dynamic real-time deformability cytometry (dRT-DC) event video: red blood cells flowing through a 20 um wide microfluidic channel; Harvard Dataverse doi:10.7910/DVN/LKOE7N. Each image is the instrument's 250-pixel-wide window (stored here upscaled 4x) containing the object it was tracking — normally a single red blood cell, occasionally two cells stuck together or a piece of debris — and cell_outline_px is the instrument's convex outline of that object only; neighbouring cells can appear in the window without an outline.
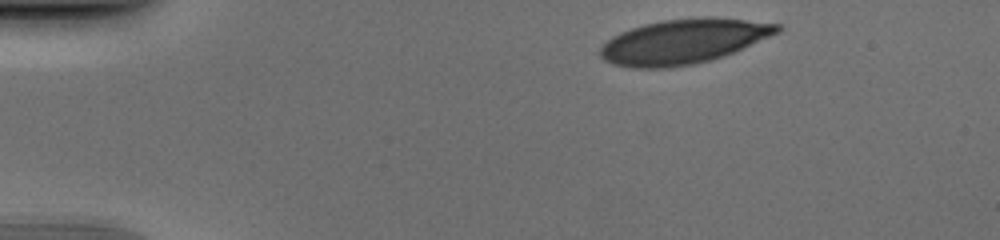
{"species": "human", "species_latin": "Homo sapiens", "temperature_condition": "cold", "stored_images_in_passage": 38, "camera_frame_rate_fps": 3000, "um_per_image_px": 0.085, "donor": {"sex": "male"}, "frame": {"image": 1, "passage_image": 1, "time_ms": 0.0, "image_size_px": [1000, 240], "cell_outline_px": [[784, 28], [780, 32], [724, 56], [712, 60], [692, 64], [668, 68], [632, 68], [612, 64], [604, 60], [600, 56], [600, 48], [612, 36], [620, 32], [644, 24], [664, 20], [708, 16], [712, 16], [780, 24]], "centroid_in_image_um": [58.1, 3.52], "position_along_channel_um": 26.9, "area_um2": 46.18}}
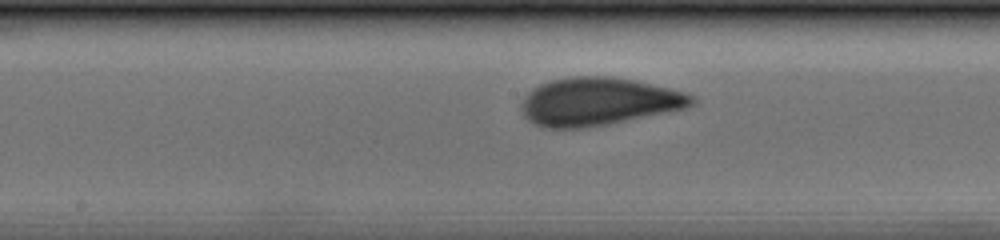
{"frame": {"image": 2, "passage_image": 20, "time_ms": 6.333, "image_size_px": [1000, 240], "cell_outline_px": [[696, 104], [684, 108], [608, 124], [584, 128], [544, 128], [532, 124], [524, 116], [520, 108], [520, 104], [524, 96], [532, 88], [540, 84], [552, 80], [572, 76], [608, 76], [636, 80], [668, 88], [692, 96], [696, 100]], "centroid_in_image_um": [50.79, 8.64], "position_along_channel_um": 197.4, "area_um2": 47.51}}
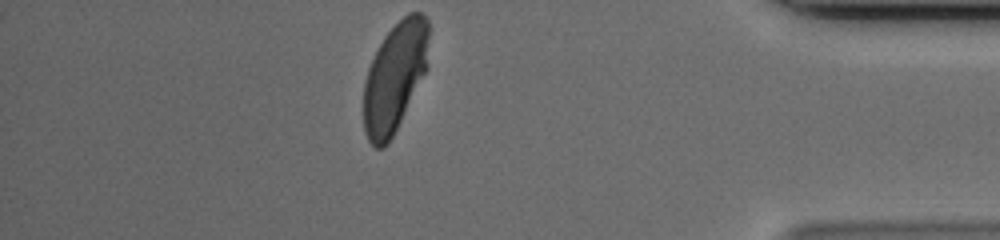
{"frame": {"image": 3, "passage_image": 38, "time_ms": 12.333, "image_size_px": [1000, 240], "cell_outline_px": [[428, 40], [424, 72], [388, 144], [384, 148], [376, 148], [368, 140], [364, 132], [364, 80], [368, 68], [384, 36], [408, 12], [420, 12], [428, 16]], "centroid_in_image_um": [33.52, 6.54], "position_along_channel_um": 401.7, "area_um2": 40.58}}